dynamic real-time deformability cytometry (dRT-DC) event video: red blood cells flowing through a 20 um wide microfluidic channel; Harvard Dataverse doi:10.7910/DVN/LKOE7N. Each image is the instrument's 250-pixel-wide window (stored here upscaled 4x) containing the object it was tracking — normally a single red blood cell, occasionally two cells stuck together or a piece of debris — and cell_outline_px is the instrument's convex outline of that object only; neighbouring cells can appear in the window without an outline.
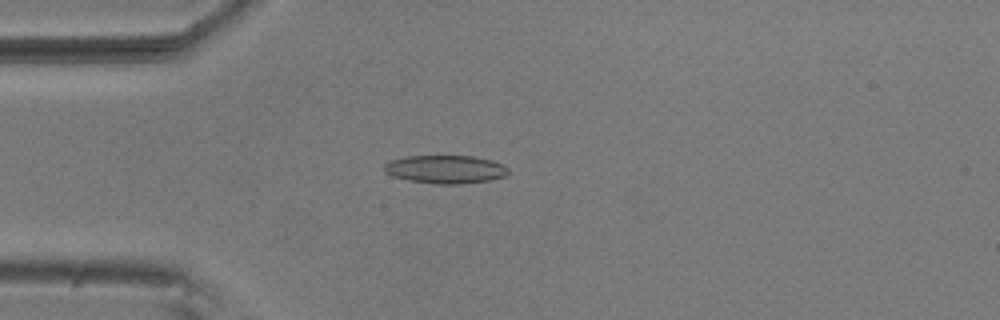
{"species": "common noctule bat (a hibernating species)", "species_latin": "Nyctalus noctula", "temperature_condition": "room temperature", "stored_images_in_passage": 53, "camera_frame_rate_fps": 3000, "um_per_image_px": 0.085, "animal": {"sex": "male", "body_mass_g": 20.5, "forearm_length_mm": 52.5}, "frame": {"image": 1, "passage_image": 13, "time_ms": 4.0, "image_size_px": [1000, 320], "cell_outline_px": [[508, 176], [488, 180], [460, 184], [436, 184], [408, 180], [384, 172], [384, 164], [392, 160], [408, 156], [472, 156], [492, 160], [504, 164], [508, 168]], "centroid_in_image_um": [37.91, 14.39], "position_along_channel_um": 47.1, "area_um2": 20.35}}
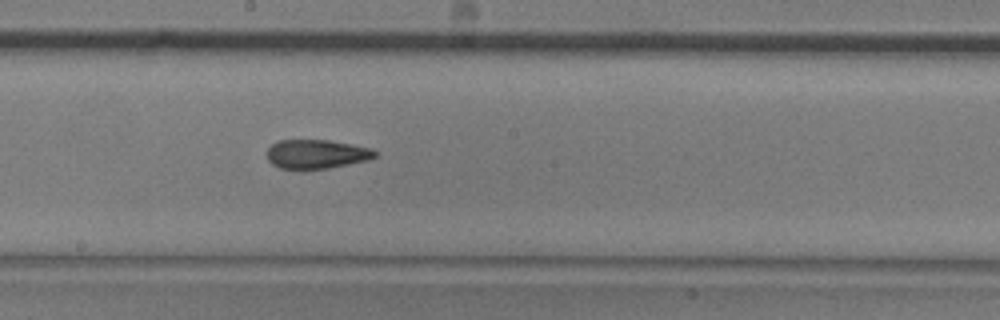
{"frame": {"image": 2, "passage_image": 28, "time_ms": 9.0, "image_size_px": [1000, 320], "cell_outline_px": [[376, 156], [368, 160], [328, 168], [300, 172], [280, 168], [272, 164], [268, 160], [268, 148], [276, 140], [328, 140], [352, 144], [372, 148], [376, 152]], "centroid_in_image_um": [26.86, 13.13], "position_along_channel_um": 221.3, "area_um2": 18.79}}
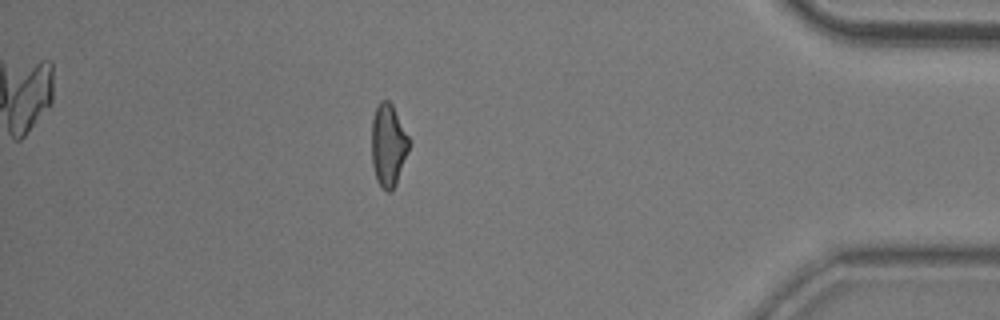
{"frame": {"image": 3, "passage_image": 46, "time_ms": 15.0, "image_size_px": [1000, 320], "cell_outline_px": [[408, 152], [396, 184], [392, 192], [388, 192], [376, 180], [372, 164], [372, 120], [376, 108], [380, 100], [388, 100], [392, 104], [408, 136]], "centroid_in_image_um": [32.99, 12.35], "position_along_channel_um": 402.2, "area_um2": 17.74}, "authors_computed_cell_mechanics": {"area_um2": 18.9006, "velocity_mm_per_s": 3.7256, "shape_relaxation_time_tau1_ms": 10.2398, "shape_relaxation_time_tau2_ms": 3.2062, "deformation_change_tau1": 0.2093, "deformation_change_tau2": 0.1166}}